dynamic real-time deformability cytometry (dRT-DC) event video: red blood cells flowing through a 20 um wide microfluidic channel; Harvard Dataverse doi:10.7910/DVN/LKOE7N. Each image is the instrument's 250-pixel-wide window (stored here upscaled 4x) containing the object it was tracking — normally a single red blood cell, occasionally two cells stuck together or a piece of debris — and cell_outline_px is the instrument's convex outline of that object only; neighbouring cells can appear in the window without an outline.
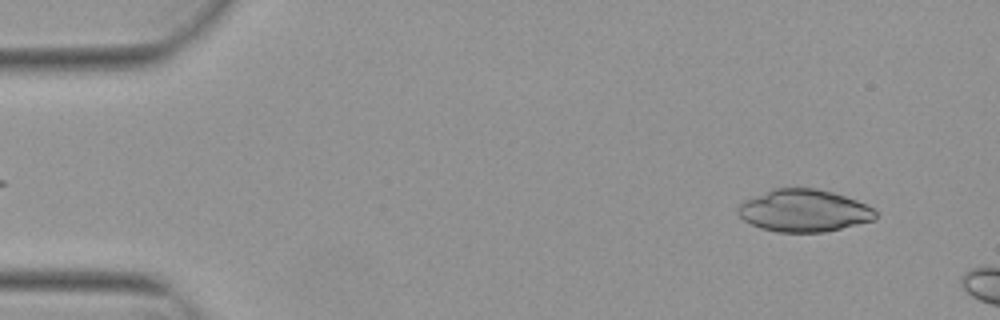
{"species": "Egyptian fruit bat (a non-hibernating species)", "species_latin": "Rousettus aegyptiacus", "temperature_condition": "warm", "stored_images_in_passage": 10, "camera_frame_rate_fps": 3000, "um_per_image_px": 0.085, "animal": {"sex": "female"}, "frame": {"image": 1, "passage_image": 5, "time_ms": 1.333, "image_size_px": [1000, 320], "cell_outline_px": [[876, 220], [824, 232], [776, 232], [760, 228], [744, 220], [736, 212], [736, 208], [744, 200], [772, 188], [816, 188], [832, 192], [856, 200], [872, 208], [876, 212]], "centroid_in_image_um": [68.3, 17.91], "position_along_channel_um": 16.7, "area_um2": 33.93}}